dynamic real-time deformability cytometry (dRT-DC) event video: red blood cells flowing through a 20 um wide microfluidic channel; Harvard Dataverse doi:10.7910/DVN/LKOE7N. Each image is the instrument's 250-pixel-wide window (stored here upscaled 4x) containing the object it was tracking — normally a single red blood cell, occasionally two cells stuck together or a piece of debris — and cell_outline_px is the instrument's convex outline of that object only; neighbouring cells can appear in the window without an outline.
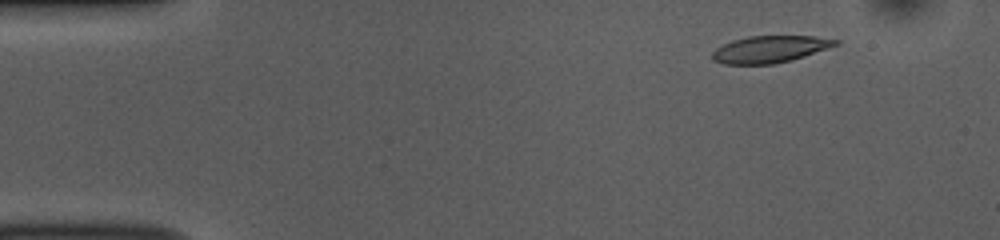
{"species": "common noctule bat (a hibernating species)", "species_latin": "Nyctalus noctula", "temperature_condition": "room temperature", "stored_images_in_passage": 52, "camera_frame_rate_fps": 3000, "um_per_image_px": 0.085, "animal": {"sex": "female", "body_mass_g": 10.0, "forearm_length_mm": 53.1}, "frame": {"image": 1, "passage_image": 6, "time_ms": 1.667, "image_size_px": [1000, 240], "cell_outline_px": [[840, 44], [804, 56], [772, 64], [724, 64], [712, 60], [712, 52], [716, 48], [732, 40], [748, 36], [812, 36], [840, 40]], "centroid_in_image_um": [65.42, 4.18], "position_along_channel_um": 19.6, "area_um2": 19.19}}
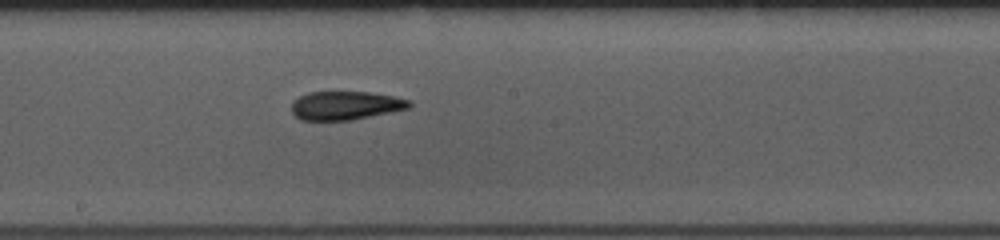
{"frame": {"image": 2, "passage_image": 28, "time_ms": 9.0, "image_size_px": [1000, 240], "cell_outline_px": [[412, 104], [408, 108], [352, 120], [300, 120], [292, 112], [292, 104], [300, 96], [308, 92], [368, 92], [392, 96], [412, 100]], "centroid_in_image_um": [29.38, 8.97], "position_along_channel_um": 218.8, "area_um2": 19.42}}
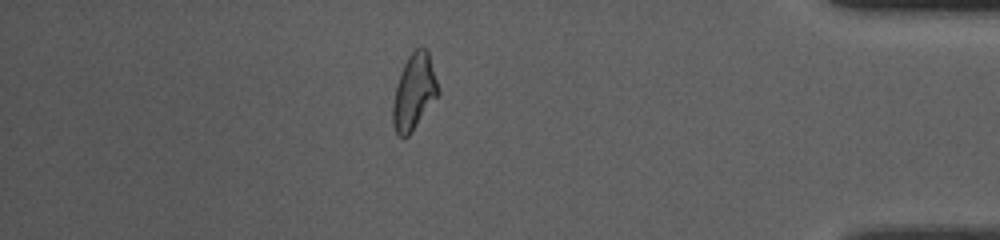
{"frame": {"image": 3, "passage_image": 45, "time_ms": 14.667, "image_size_px": [1000, 240], "cell_outline_px": [[440, 92], [412, 132], [408, 136], [400, 136], [396, 132], [392, 124], [392, 104], [396, 84], [404, 64], [408, 56], [416, 48], [428, 48]], "centroid_in_image_um": [35.19, 7.8], "position_along_channel_um": 400.0, "area_um2": 20.0}, "authors_computed_cell_mechanics": {"area_um2": 20.1722, "velocity_mm_per_s": 3.8655, "shape_relaxation_time_tau1_ms": null, "shape_relaxation_time_tau2_ms": 3.968, "deformation_change_tau1": null, "deformation_change_tau2": 0.1279}}